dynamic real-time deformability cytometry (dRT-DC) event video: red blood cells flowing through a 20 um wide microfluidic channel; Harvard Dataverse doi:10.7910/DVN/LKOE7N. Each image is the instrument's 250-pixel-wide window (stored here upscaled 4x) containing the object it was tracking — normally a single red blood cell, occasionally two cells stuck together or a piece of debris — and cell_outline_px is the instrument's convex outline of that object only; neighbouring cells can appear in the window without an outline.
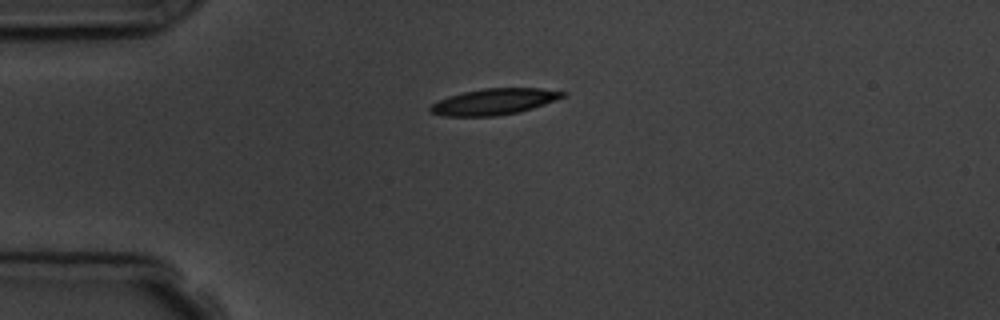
{"species": "common noctule bat (a hibernating species)", "species_latin": "Nyctalus noctula", "temperature_condition": "room temperature", "stored_images_in_passage": 3, "camera_frame_rate_fps": 3000, "um_per_image_px": 0.085, "animal": {"sex": "male", "body_mass_g": 19.5, "forearm_length_mm": 54.6}, "frame": {"image": 1, "passage_image": 1, "time_ms": 0.0, "image_size_px": [1000, 320], "cell_outline_px": [[568, 92], [564, 96], [556, 100], [520, 112], [496, 116], [444, 116], [428, 112], [428, 108], [432, 104], [448, 96], [464, 92], [484, 88], [540, 88]], "centroid_in_image_um": [41.99, 8.64], "position_along_channel_um": 43.0, "area_um2": 20.17}}